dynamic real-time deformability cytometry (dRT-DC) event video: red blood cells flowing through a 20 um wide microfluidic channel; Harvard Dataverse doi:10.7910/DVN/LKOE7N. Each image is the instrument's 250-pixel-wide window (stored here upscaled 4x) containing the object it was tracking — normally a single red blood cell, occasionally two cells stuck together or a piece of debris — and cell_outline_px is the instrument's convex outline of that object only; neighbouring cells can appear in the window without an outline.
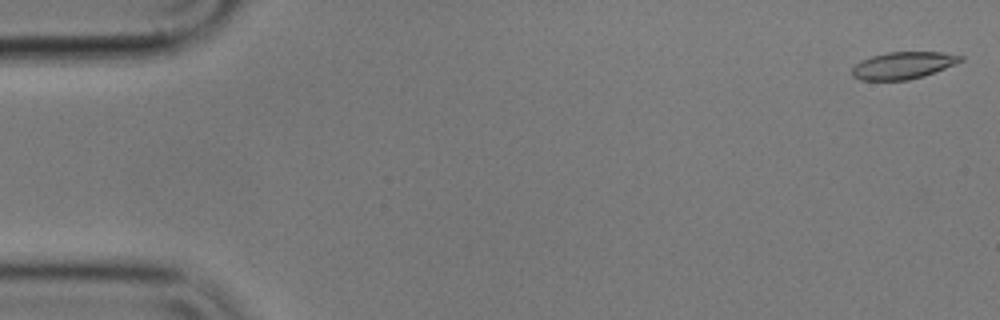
{"species": "common noctule bat (a hibernating species)", "species_latin": "Nyctalus noctula", "temperature_condition": "cold", "stored_images_in_passage": 30, "camera_frame_rate_fps": 3000, "um_per_image_px": 0.085, "animal": {"sex": "male", "body_mass_g": 17.9}, "frame": {"image": 1, "passage_image": 1, "time_ms": 0.0, "image_size_px": [1000, 320], "cell_outline_px": [[964, 60], [956, 64], [924, 76], [908, 80], [860, 80], [852, 76], [852, 68], [856, 64], [872, 56], [888, 52], [944, 52], [964, 56]], "centroid_in_image_um": [76.81, 5.56], "position_along_channel_um": 8.2, "area_um2": 17.11}}
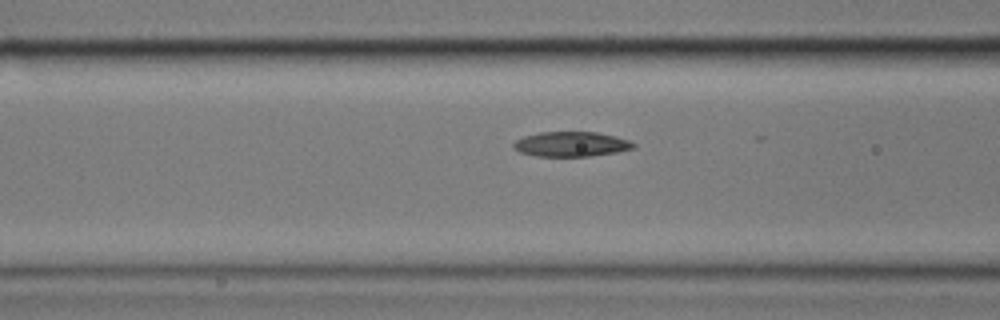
{"frame": {"image": 2, "passage_image": 21, "time_ms": 6.667, "image_size_px": [1000, 320], "cell_outline_px": [[636, 144], [632, 148], [616, 152], [588, 156], [536, 156], [520, 152], [512, 148], [512, 144], [516, 140], [524, 136], [540, 132], [596, 132], [616, 136], [628, 140]], "centroid_in_image_um": [48.51, 12.25], "position_along_channel_um": 118.1, "area_um2": 17.28}}
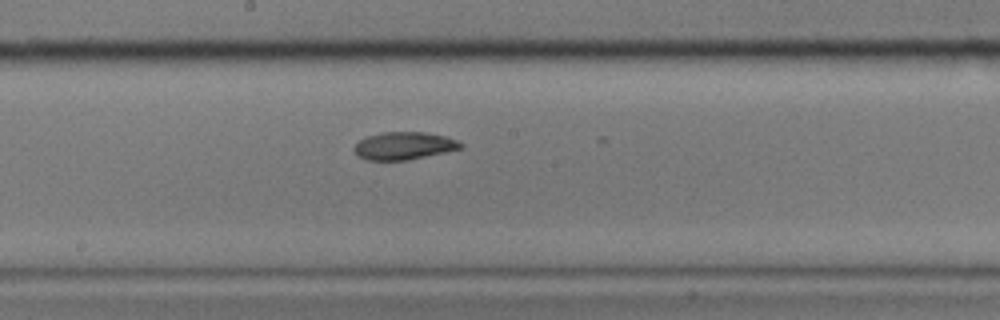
{"frame": {"image": 3, "passage_image": 29, "time_ms": 9.333, "image_size_px": [1000, 320], "cell_outline_px": [[464, 148], [408, 160], [364, 160], [352, 148], [360, 140], [368, 136], [384, 132], [424, 132], [444, 136], [456, 140], [464, 144]], "centroid_in_image_um": [34.36, 12.4], "position_along_channel_um": 213.8, "area_um2": 17.05}}